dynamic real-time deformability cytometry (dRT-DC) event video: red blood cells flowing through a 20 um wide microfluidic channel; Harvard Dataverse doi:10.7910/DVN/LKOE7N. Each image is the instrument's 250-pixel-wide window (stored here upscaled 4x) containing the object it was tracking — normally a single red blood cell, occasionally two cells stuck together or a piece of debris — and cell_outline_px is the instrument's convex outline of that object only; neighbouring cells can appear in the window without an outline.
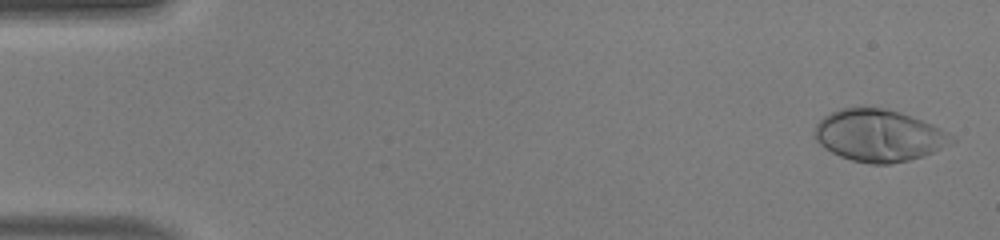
{"species": "human", "species_latin": "Homo sapiens", "temperature_condition": "warm", "stored_images_in_passage": 49, "camera_frame_rate_fps": 3000, "um_per_image_px": 0.085, "donor": {"sex": "male"}, "frame": {"image": 1, "passage_image": 2, "time_ms": 0.333, "image_size_px": [1000, 240], "cell_outline_px": [[956, 140], [924, 156], [908, 160], [888, 164], [868, 164], [852, 160], [840, 156], [824, 148], [816, 140], [816, 124], [824, 116], [840, 108], [884, 108], [900, 112], [932, 124], [956, 136]], "centroid_in_image_um": [74.72, 11.52], "position_along_channel_um": 10.3, "area_um2": 41.15}}
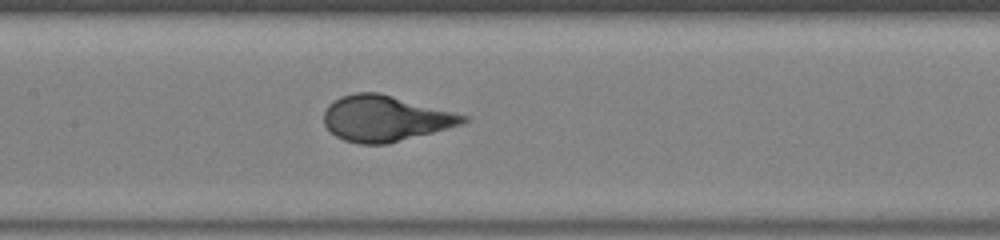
{"frame": {"image": 2, "passage_image": 24, "time_ms": 7.667, "image_size_px": [1000, 240], "cell_outline_px": [[468, 120], [460, 124], [432, 132], [388, 144], [360, 144], [344, 140], [336, 136], [324, 124], [324, 112], [328, 104], [340, 96], [356, 92], [380, 92], [468, 116]], "centroid_in_image_um": [32.69, 10.06], "position_along_channel_um": 174.7, "area_um2": 36.88}}
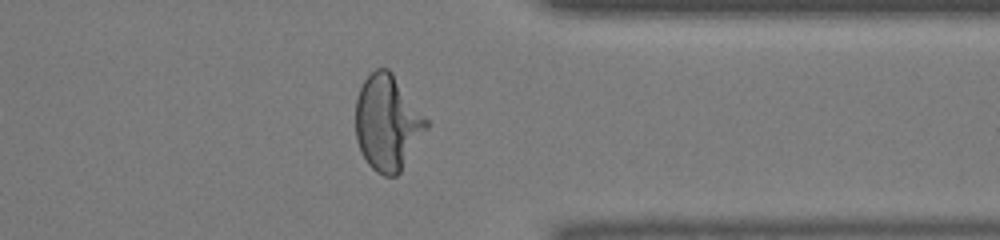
{"frame": {"image": 3, "passage_image": 39, "time_ms": 12.667, "image_size_px": [1000, 240], "cell_outline_px": [[432, 124], [400, 172], [396, 176], [384, 176], [376, 172], [368, 164], [360, 152], [356, 140], [356, 100], [360, 88], [364, 80], [376, 68], [388, 68], [392, 72]], "centroid_in_image_um": [32.96, 10.45], "position_along_channel_um": 378.4, "area_um2": 39.82}, "authors_computed_cell_mechanics": {"area_um2": 37.8012, "velocity_mm_per_s": 4.2038, "shape_relaxation_time_tau1_ms": 3.2078, "shape_relaxation_time_tau2_ms": null, "deformation_change_tau1": 0.2449, "deformation_change_tau2": null}}